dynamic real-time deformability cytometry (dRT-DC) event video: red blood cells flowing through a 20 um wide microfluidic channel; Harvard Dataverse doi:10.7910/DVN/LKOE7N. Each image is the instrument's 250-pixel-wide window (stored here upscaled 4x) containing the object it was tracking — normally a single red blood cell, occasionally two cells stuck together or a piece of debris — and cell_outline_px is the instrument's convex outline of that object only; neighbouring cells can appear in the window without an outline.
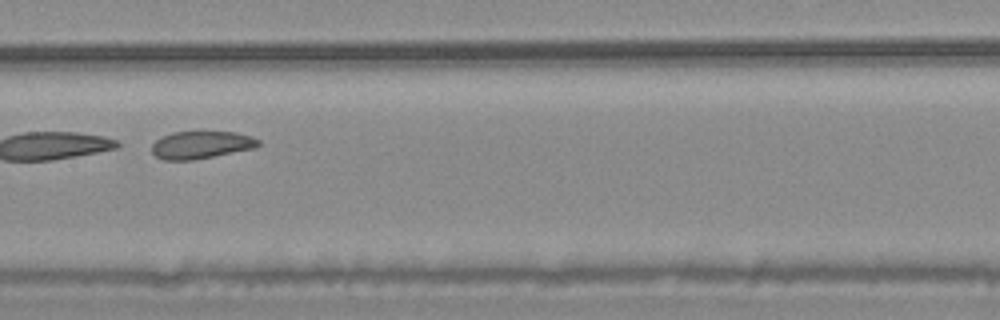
{"species": "common noctule bat (a hibernating species)", "species_latin": "Nyctalus noctula", "temperature_condition": "warm", "stored_images_in_passage": 10, "camera_frame_rate_fps": 3000, "um_per_image_px": 0.085, "animal": {"sex": "male", "body_mass_g": 20.4}, "frame": {"image": 1, "passage_image": 9, "time_ms": 2.667, "image_size_px": [1000, 320], "cell_outline_px": [[260, 144], [256, 148], [192, 160], [164, 160], [156, 156], [152, 152], [152, 144], [156, 140], [172, 132], [236, 132], [252, 136], [260, 140]], "centroid_in_image_um": [17.12, 12.31], "position_along_channel_um": 190.3, "area_um2": 17.05}}